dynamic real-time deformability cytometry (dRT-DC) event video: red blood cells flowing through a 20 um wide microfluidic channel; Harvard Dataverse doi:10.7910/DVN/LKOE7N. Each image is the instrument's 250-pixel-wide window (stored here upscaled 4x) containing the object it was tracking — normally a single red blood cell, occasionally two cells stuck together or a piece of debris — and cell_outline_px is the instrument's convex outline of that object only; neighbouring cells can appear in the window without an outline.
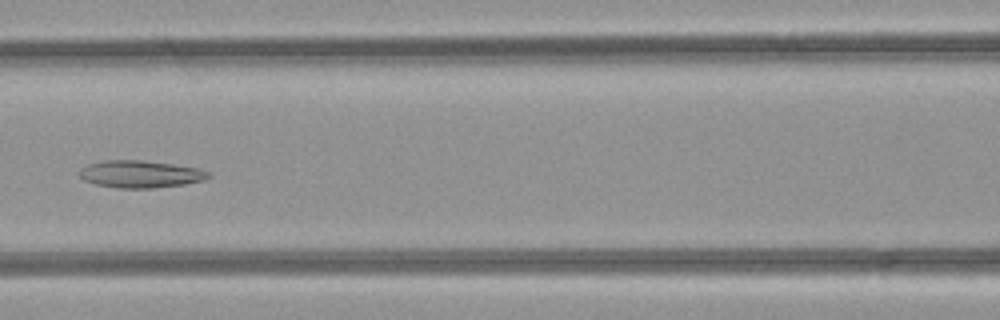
{"species": "common noctule bat (a hibernating species)", "species_latin": "Nyctalus noctula", "temperature_condition": "room temperature", "stored_images_in_passage": 50, "segment_of_instrument_passage": [1, 2], "camera_frame_rate_fps": 3000, "um_per_image_px": 0.085, "animal": {"sex": "female", "body_mass_g": 21.9}, "frame": {"image": 1, "passage_image": 22, "time_ms": 7.0, "image_size_px": [1000, 320], "cell_outline_px": [[212, 176], [204, 180], [184, 184], [152, 188], [120, 188], [96, 184], [84, 180], [80, 176], [80, 168], [88, 164], [104, 160], [140, 160], [172, 164], [196, 168], [212, 172]], "centroid_in_image_um": [11.95, 14.79], "position_along_channel_um": 154.7, "area_um2": 20.4}}
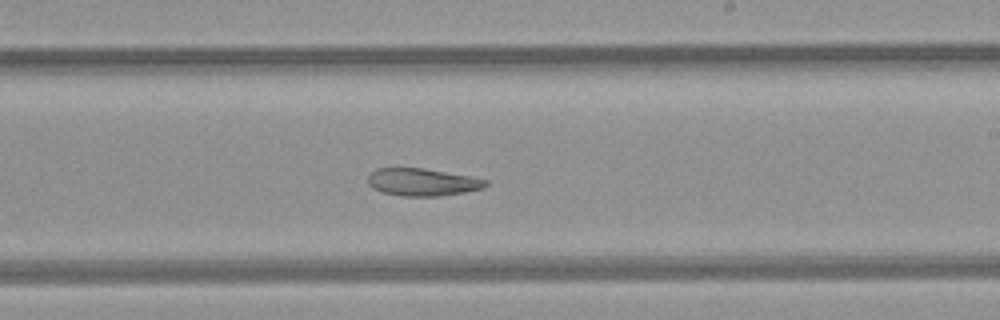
{"frame": {"image": 2, "passage_image": 29, "time_ms": 9.333, "image_size_px": [1000, 320], "cell_outline_px": [[488, 184], [484, 188], [464, 192], [440, 196], [400, 196], [384, 192], [372, 188], [368, 184], [368, 176], [376, 168], [424, 168], [468, 176], [488, 180]], "centroid_in_image_um": [35.89, 15.48], "position_along_channel_um": 253.1, "area_um2": 18.79}}
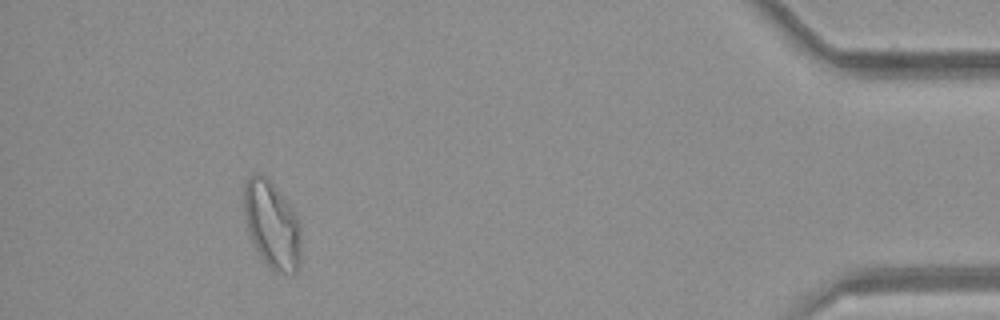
{"frame": {"image": 3, "passage_image": 45, "time_ms": 14.667, "image_size_px": [1000, 320], "cell_outline_px": [[300, 264], [296, 272], [276, 272], [264, 264], [248, 232], [244, 220], [244, 184], [248, 176], [256, 172], [260, 172], [272, 184], [288, 204], [300, 220]], "centroid_in_image_um": [23.1, 19.11], "position_along_channel_um": 412.1, "area_um2": 29.02}}